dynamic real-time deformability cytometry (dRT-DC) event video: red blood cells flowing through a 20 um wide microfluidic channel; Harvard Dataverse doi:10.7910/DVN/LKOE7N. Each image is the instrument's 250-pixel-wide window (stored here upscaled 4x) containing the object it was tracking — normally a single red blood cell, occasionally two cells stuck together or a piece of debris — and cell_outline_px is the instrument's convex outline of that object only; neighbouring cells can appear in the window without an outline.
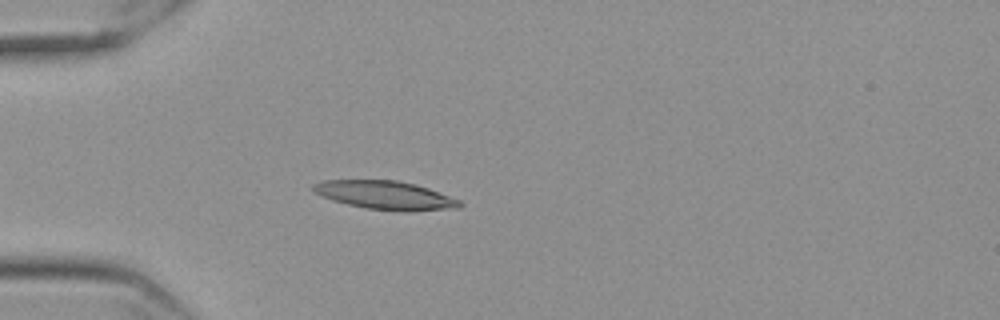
{"species": "Egyptian fruit bat (a non-hibernating species)", "species_latin": "Rousettus aegyptiacus", "temperature_condition": "cold", "stored_images_in_passage": 57, "camera_frame_rate_fps": 3000, "um_per_image_px": 0.085, "frame": {"image": 1, "passage_image": 16, "time_ms": 5.0, "image_size_px": [1000, 320], "cell_outline_px": [[464, 204], [460, 208], [408, 212], [400, 212], [364, 208], [332, 200], [312, 192], [312, 184], [324, 180], [396, 180], [416, 184], [428, 188], [460, 200]], "centroid_in_image_um": [32.77, 16.6], "position_along_channel_um": 52.2, "area_um2": 24.68}}
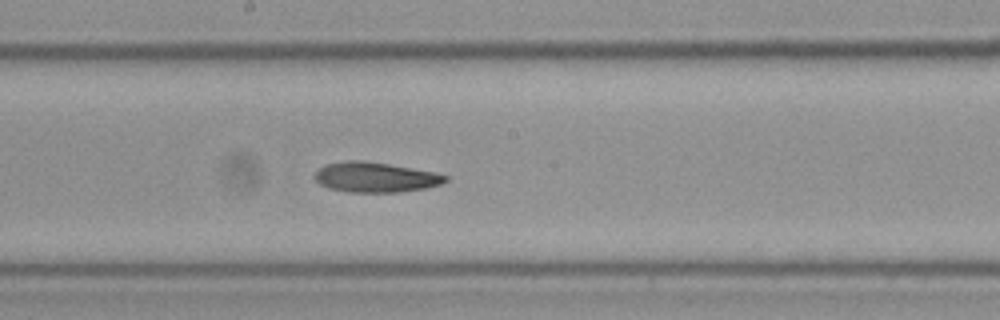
{"frame": {"image": 2, "passage_image": 31, "time_ms": 10.0, "image_size_px": [1000, 320], "cell_outline_px": [[448, 180], [440, 184], [424, 188], [400, 192], [348, 192], [328, 188], [320, 184], [312, 176], [320, 168], [328, 164], [344, 160], [364, 160], [436, 172], [448, 176]], "centroid_in_image_um": [31.89, 15.06], "position_along_channel_um": 216.3, "area_um2": 22.89}}
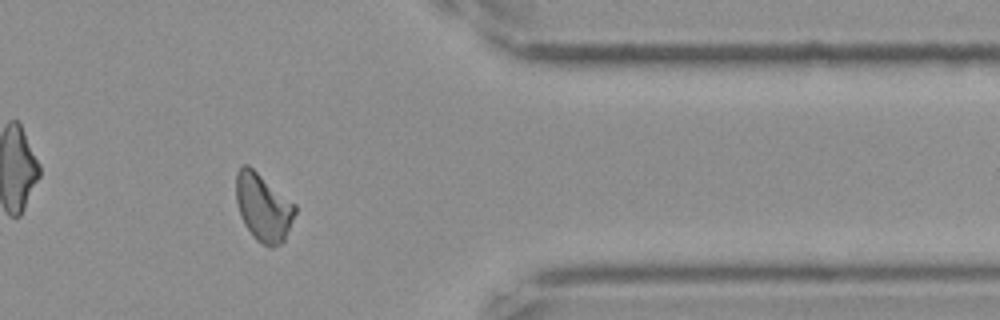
{"frame": {"image": 3, "passage_image": 47, "time_ms": 15.333, "image_size_px": [1000, 320], "cell_outline_px": [[296, 212], [284, 240], [280, 244], [272, 248], [268, 248], [256, 240], [252, 236], [244, 224], [240, 216], [236, 200], [236, 172], [244, 164], [248, 164], [296, 204]], "centroid_in_image_um": [22.37, 17.63], "position_along_channel_um": 389.0, "area_um2": 23.41}, "authors_computed_cell_mechanics": {"area_um2": 23.0622, "velocity_mm_per_s": 3.5221, "shape_relaxation_time_tau1_ms": 3.9399, "shape_relaxation_time_tau2_ms": null, "deformation_change_tau1": 0.1348, "deformation_change_tau2": null}}